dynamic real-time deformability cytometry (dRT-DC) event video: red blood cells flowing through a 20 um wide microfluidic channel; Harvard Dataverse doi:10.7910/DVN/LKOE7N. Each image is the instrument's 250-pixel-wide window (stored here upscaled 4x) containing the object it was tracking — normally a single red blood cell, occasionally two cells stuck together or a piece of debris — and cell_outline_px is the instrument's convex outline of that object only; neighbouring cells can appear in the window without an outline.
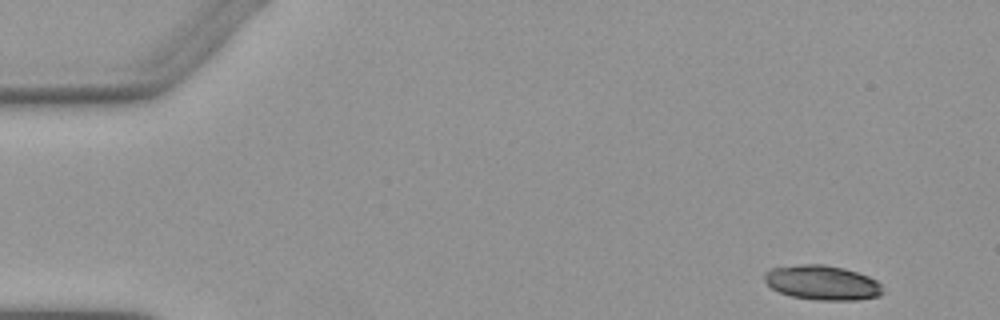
{"species": "Egyptian fruit bat (a non-hibernating species)", "species_latin": "Rousettus aegyptiacus", "temperature_condition": "warm", "stored_images_in_passage": 4, "camera_frame_rate_fps": 3000, "um_per_image_px": 0.085, "animal": {"sex": "female"}, "frame": {"image": 1, "passage_image": 1, "time_ms": 0.0, "image_size_px": [1000, 320], "cell_outline_px": [[884, 292], [880, 296], [856, 300], [820, 300], [792, 296], [780, 292], [772, 288], [764, 280], [764, 272], [772, 268], [800, 264], [824, 264], [844, 268], [868, 276], [876, 280], [880, 284]], "centroid_in_image_um": [69.9, 24.02], "position_along_channel_um": 15.1, "area_um2": 23.81}}